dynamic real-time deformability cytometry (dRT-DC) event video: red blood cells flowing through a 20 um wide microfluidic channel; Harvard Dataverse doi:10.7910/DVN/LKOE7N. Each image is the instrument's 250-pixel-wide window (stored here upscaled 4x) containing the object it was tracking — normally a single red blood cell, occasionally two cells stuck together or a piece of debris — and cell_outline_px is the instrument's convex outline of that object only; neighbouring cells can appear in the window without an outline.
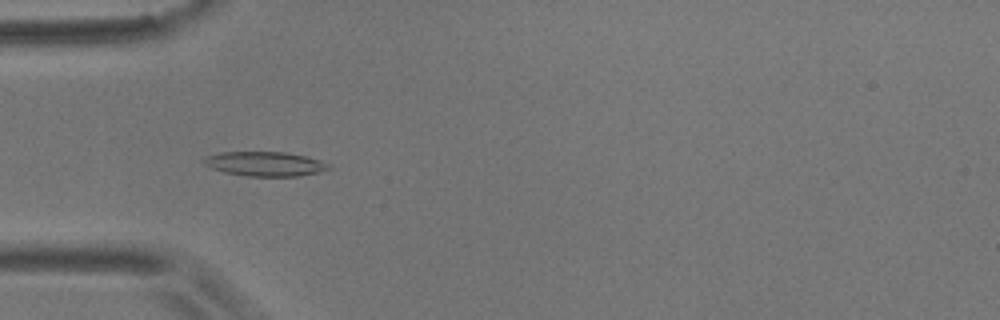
{"species": "common noctule bat (a hibernating species)", "species_latin": "Nyctalus noctula", "temperature_condition": "room temperature", "stored_images_in_passage": 4, "camera_frame_rate_fps": 3000, "um_per_image_px": 0.085, "animal": {"sex": "male", "body_mass_g": 17.9}, "frame": {"image": 1, "passage_image": 3, "time_ms": 0.667, "image_size_px": [1000, 320], "cell_outline_px": [[332, 168], [320, 172], [300, 176], [248, 176], [224, 172], [212, 168], [204, 164], [200, 160], [208, 156], [220, 152], [284, 152], [304, 156], [320, 160], [332, 164]], "centroid_in_image_um": [22.56, 13.93], "position_along_channel_um": 62.4, "area_um2": 17.86}}
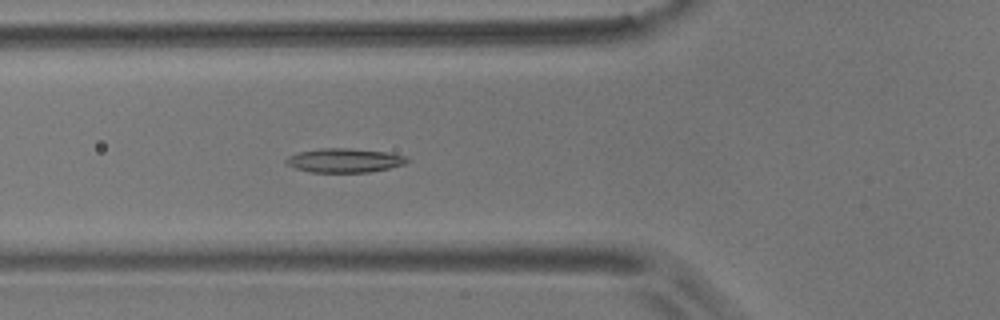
{"frame": {"image": 2, "passage_image": 4, "time_ms": 1.0, "image_size_px": [1000, 320], "cell_outline_px": [[412, 160], [404, 164], [388, 168], [368, 172], [312, 172], [296, 168], [284, 164], [284, 160], [288, 156], [300, 152], [320, 148], [348, 148], [388, 152], [408, 156]], "centroid_in_image_um": [29.3, 13.63], "position_along_channel_um": 96.5, "area_um2": 17.05}}